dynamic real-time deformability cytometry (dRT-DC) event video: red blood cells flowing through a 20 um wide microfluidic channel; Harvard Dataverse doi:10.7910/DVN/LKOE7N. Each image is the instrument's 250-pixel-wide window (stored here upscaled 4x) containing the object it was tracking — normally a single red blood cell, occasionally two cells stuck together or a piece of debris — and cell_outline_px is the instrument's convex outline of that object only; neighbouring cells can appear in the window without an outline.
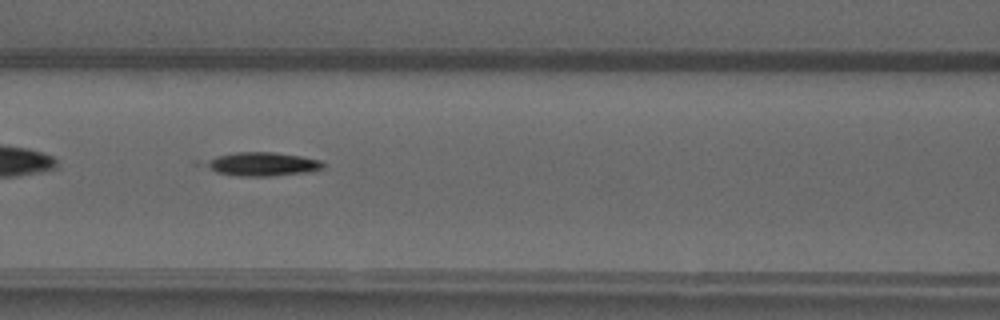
{"species": "common noctule bat (a hibernating species)", "species_latin": "Nyctalus noctula", "temperature_condition": "warm", "stored_images_in_passage": 36, "camera_frame_rate_fps": 3000, "um_per_image_px": 0.085, "animal": {"sex": "male", "forearm_length_mm": 52.5}, "frame": {"image": 1, "passage_image": 7, "time_ms": 2.0, "image_size_px": [1000, 320], "cell_outline_px": [[324, 168], [308, 172], [272, 176], [240, 176], [216, 172], [204, 164], [208, 160], [216, 156], [236, 152], [272, 152], [300, 156], [320, 160], [324, 164]], "centroid_in_image_um": [22.32, 13.95], "position_along_channel_um": 144.3, "area_um2": 16.07}}
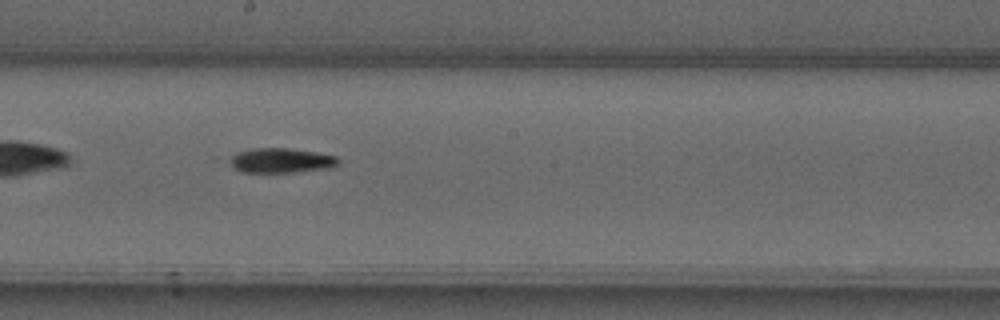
{"frame": {"image": 2, "passage_image": 13, "time_ms": 4.0, "image_size_px": [1000, 320], "cell_outline_px": [[340, 164], [332, 168], [296, 172], [240, 172], [232, 164], [232, 156], [236, 152], [252, 148], [288, 148], [316, 152], [336, 156], [340, 160]], "centroid_in_image_um": [23.97, 13.64], "position_along_channel_um": 224.2, "area_um2": 15.66}}
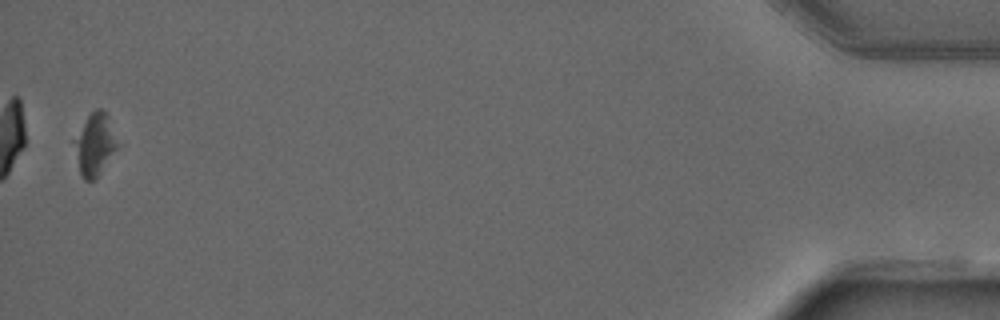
{"frame": {"image": 3, "passage_image": 35, "time_ms": 11.333, "image_size_px": [1000, 320], "cell_outline_px": [[116, 148], [100, 172], [92, 180], [84, 180], [80, 172], [72, 140], [88, 116], [96, 108], [100, 108], [108, 116], [116, 144]], "centroid_in_image_um": [8.0, 12.26], "position_along_channel_um": 427.2, "area_um2": 14.8}, "authors_computed_cell_mechanics": {"area_um2": 15.7505, "velocity_mm_per_s": 4.0189, "shape_relaxation_time_tau1_ms": 4.4751, "shape_relaxation_time_tau2_ms": 4.1378, "deformation_change_tau1": 0.191, "deformation_change_tau2": 0.0679}}